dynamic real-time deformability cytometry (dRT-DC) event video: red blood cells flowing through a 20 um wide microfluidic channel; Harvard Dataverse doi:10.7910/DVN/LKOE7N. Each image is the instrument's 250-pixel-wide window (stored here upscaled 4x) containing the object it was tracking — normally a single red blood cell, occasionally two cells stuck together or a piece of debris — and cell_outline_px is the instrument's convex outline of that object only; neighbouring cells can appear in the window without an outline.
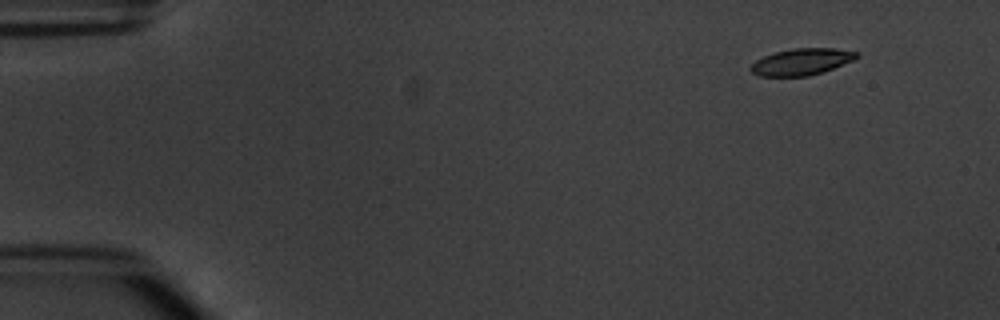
{"species": "common noctule bat (a hibernating species)", "species_latin": "Nyctalus noctula", "temperature_condition": "warm", "stored_images_in_passage": 4, "camera_frame_rate_fps": 3000, "um_per_image_px": 0.085, "animal": {"sex": "male", "body_mass_g": 20.1, "forearm_length_mm": 53.5}, "frame": {"image": 1, "passage_image": 1, "time_ms": 0.0, "image_size_px": [1000, 320], "cell_outline_px": [[860, 56], [856, 60], [808, 76], [760, 76], [752, 72], [748, 68], [756, 60], [764, 56], [776, 52], [792, 48], [836, 48], [860, 52]], "centroid_in_image_um": [68.17, 5.24], "position_along_channel_um": 16.8, "area_um2": 16.47}}
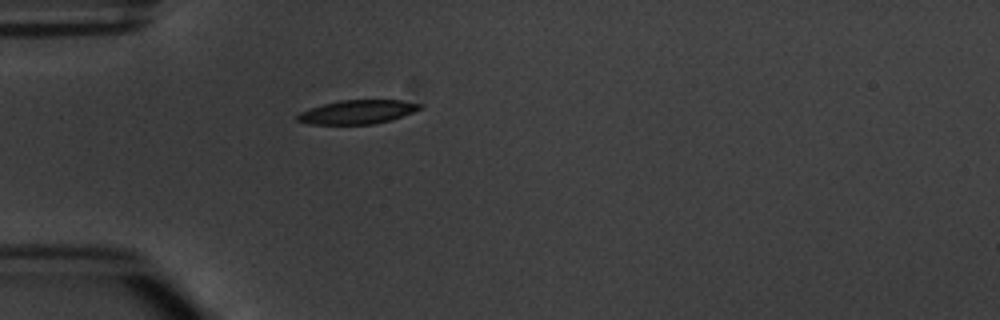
{"frame": {"image": 2, "passage_image": 4, "time_ms": 3.667, "image_size_px": [1000, 320], "cell_outline_px": [[424, 104], [420, 108], [412, 112], [392, 120], [372, 124], [308, 124], [296, 120], [296, 116], [300, 112], [324, 104], [340, 100], [400, 100]], "centroid_in_image_um": [30.38, 9.52], "position_along_channel_um": 54.6, "area_um2": 16.88}}